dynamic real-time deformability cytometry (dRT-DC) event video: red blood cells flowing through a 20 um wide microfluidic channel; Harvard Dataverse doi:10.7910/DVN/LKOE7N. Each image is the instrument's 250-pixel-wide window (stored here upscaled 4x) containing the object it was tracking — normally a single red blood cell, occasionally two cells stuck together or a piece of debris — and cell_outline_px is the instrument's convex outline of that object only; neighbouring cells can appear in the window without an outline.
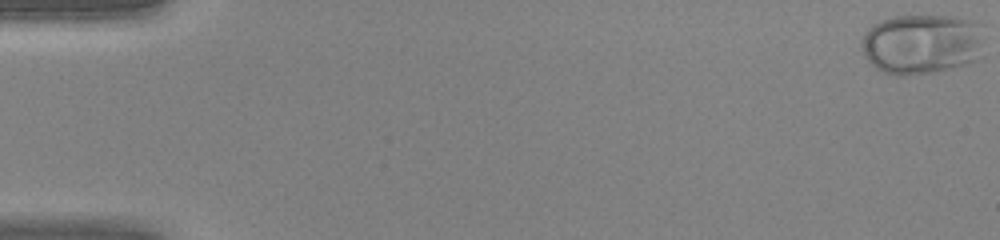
{"species": "human", "species_latin": "Homo sapiens", "temperature_condition": "warm", "stored_images_in_passage": 45, "camera_frame_rate_fps": 3000, "um_per_image_px": 0.085, "donor": {"sex": "female"}, "frame": {"image": 1, "passage_image": 1, "time_ms": 0.0, "image_size_px": [1000, 240], "cell_outline_px": [[984, 56], [976, 60], [928, 72], [908, 76], [896, 76], [880, 72], [868, 60], [860, 48], [860, 40], [868, 28], [872, 24], [880, 20], [892, 16], [952, 16], [972, 20], [984, 24]], "centroid_in_image_um": [78.37, 3.71], "position_along_channel_um": 6.6, "area_um2": 43.93}}
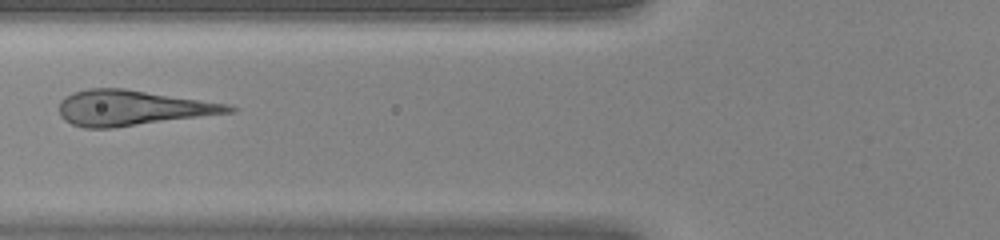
{"frame": {"image": 2, "passage_image": 19, "time_ms": 6.0, "image_size_px": [1000, 240], "cell_outline_px": [[240, 108], [236, 112], [112, 128], [84, 128], [72, 124], [64, 120], [60, 116], [60, 100], [64, 96], [72, 92], [88, 88], [124, 88], [228, 104]], "centroid_in_image_um": [11.25, 9.17], "position_along_channel_um": 114.6, "area_um2": 35.08}}
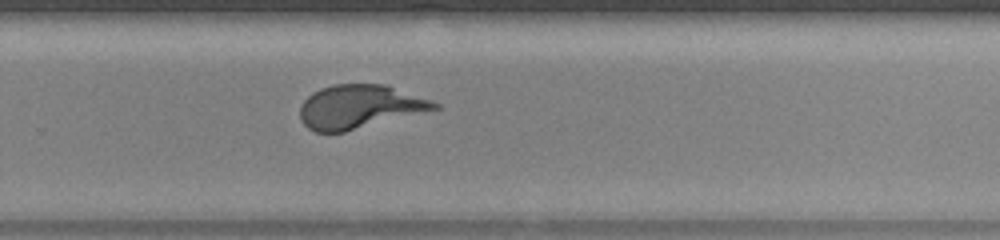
{"frame": {"image": 3, "passage_image": 31, "time_ms": 10.0, "image_size_px": [1000, 240], "cell_outline_px": [[440, 108], [344, 132], [316, 132], [308, 128], [300, 120], [300, 108], [304, 100], [312, 92], [320, 88], [332, 84], [388, 84], [432, 100], [440, 104]], "centroid_in_image_um": [30.56, 9.06], "position_along_channel_um": 299.2, "area_um2": 34.28}}